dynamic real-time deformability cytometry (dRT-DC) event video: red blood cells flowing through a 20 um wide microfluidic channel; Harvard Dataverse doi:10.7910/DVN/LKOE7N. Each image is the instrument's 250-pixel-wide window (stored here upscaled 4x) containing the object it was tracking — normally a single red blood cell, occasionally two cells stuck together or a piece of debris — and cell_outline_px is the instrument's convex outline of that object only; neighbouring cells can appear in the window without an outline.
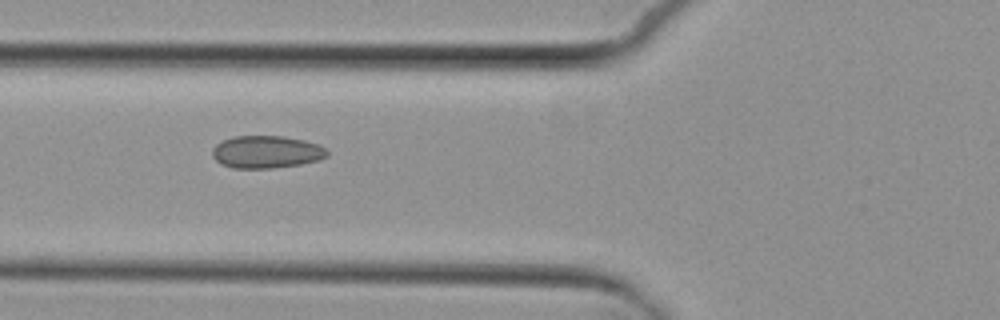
{"species": "common noctule bat (a hibernating species)", "species_latin": "Nyctalus noctula", "temperature_condition": "cold", "stored_images_in_passage": 7, "camera_frame_rate_fps": 3000, "um_per_image_px": 0.085, "animal": {"sex": "female", "body_mass_g": 29.2, "forearm_length_mm": 56.3}, "frame": {"image": 1, "passage_image": 6, "time_ms": 6.667, "image_size_px": [1000, 320], "cell_outline_px": [[328, 156], [320, 160], [300, 164], [272, 168], [232, 168], [220, 164], [212, 156], [212, 148], [216, 144], [224, 140], [236, 136], [284, 136], [304, 140], [320, 144], [328, 152]], "centroid_in_image_um": [22.65, 12.92], "position_along_channel_um": 103.1, "area_um2": 21.85}}
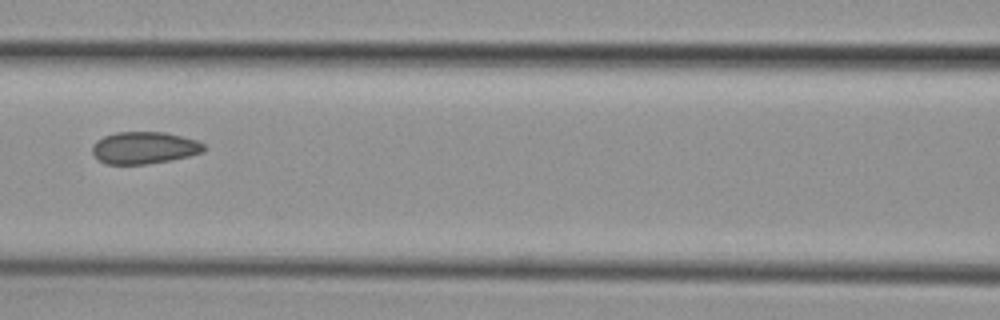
{"frame": {"image": 2, "passage_image": 7, "time_ms": 8.0, "image_size_px": [1000, 320], "cell_outline_px": [[208, 148], [204, 152], [172, 160], [148, 164], [104, 164], [92, 152], [92, 144], [96, 140], [104, 136], [116, 132], [164, 132], [196, 140], [204, 144]], "centroid_in_image_um": [12.27, 12.56], "position_along_channel_um": 154.3, "area_um2": 20.98}}